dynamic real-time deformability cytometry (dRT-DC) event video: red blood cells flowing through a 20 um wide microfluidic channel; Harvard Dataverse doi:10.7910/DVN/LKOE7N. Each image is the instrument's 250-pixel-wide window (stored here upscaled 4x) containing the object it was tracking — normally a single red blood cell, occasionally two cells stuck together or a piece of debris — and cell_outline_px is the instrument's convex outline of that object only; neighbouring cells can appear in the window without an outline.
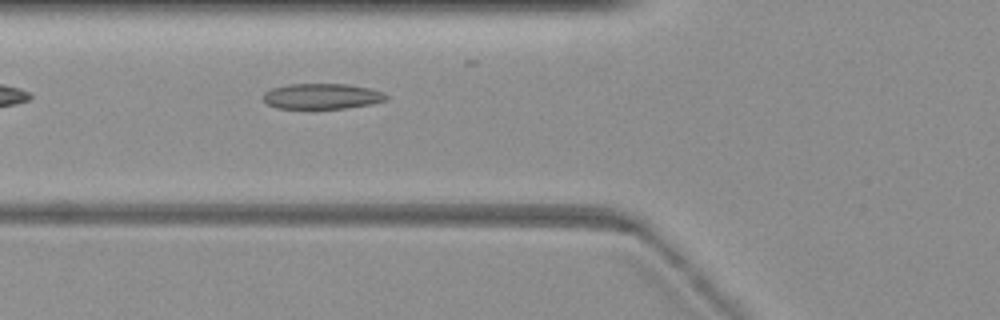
{"species": "common noctule bat (a hibernating species)", "species_latin": "Nyctalus noctula", "temperature_condition": "warm", "stored_images_in_passage": 32, "camera_frame_rate_fps": 3000, "um_per_image_px": 0.085, "animal": {"sex": "female", "body_mass_g": 19.3, "forearm_length_mm": 54.1}, "frame": {"image": 1, "passage_image": 4, "time_ms": 1.0, "image_size_px": [1000, 320], "cell_outline_px": [[388, 100], [372, 104], [344, 108], [276, 108], [268, 104], [264, 100], [264, 92], [272, 88], [288, 84], [348, 84], [368, 88], [384, 92], [388, 96]], "centroid_in_image_um": [27.4, 8.18], "position_along_channel_um": 98.4, "area_um2": 18.26}}
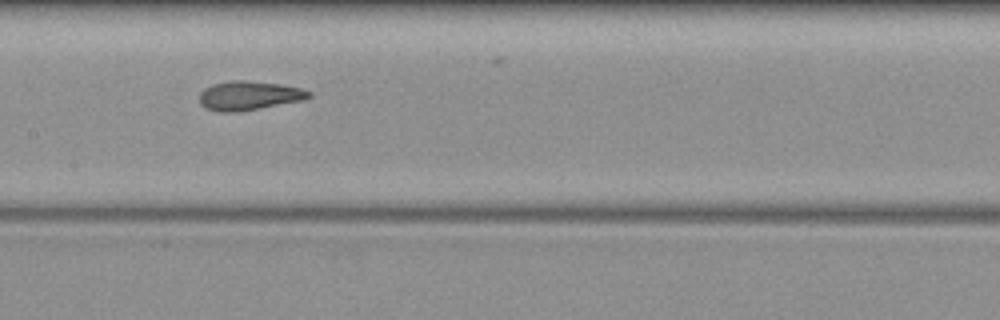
{"frame": {"image": 2, "passage_image": 13, "time_ms": 4.0, "image_size_px": [1000, 320], "cell_outline_px": [[312, 96], [300, 100], [240, 112], [220, 112], [204, 108], [200, 104], [200, 92], [204, 88], [212, 84], [232, 80], [244, 80], [280, 84], [300, 88], [312, 92]], "centroid_in_image_um": [21.11, 8.13], "position_along_channel_um": 186.3, "area_um2": 18.5}}
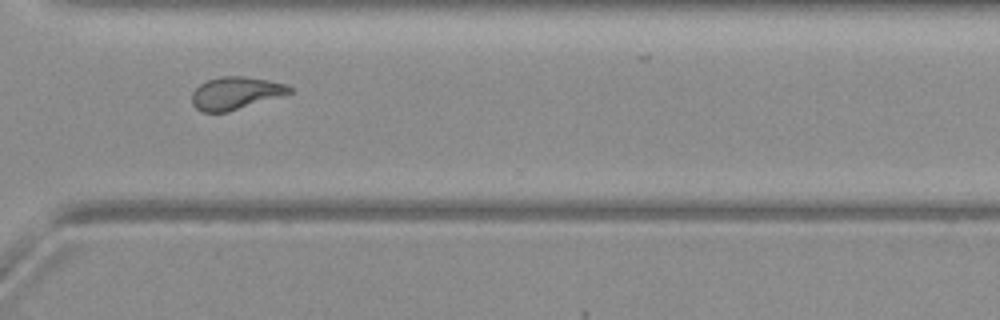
{"frame": {"image": 3, "passage_image": 30, "time_ms": 9.667, "image_size_px": [1000, 320], "cell_outline_px": [[292, 92], [228, 112], [200, 112], [192, 104], [192, 92], [200, 84], [208, 80], [220, 76], [244, 76], [268, 80], [288, 84], [292, 88]], "centroid_in_image_um": [20.0, 7.91], "position_along_channel_um": 350.6, "area_um2": 18.44}}